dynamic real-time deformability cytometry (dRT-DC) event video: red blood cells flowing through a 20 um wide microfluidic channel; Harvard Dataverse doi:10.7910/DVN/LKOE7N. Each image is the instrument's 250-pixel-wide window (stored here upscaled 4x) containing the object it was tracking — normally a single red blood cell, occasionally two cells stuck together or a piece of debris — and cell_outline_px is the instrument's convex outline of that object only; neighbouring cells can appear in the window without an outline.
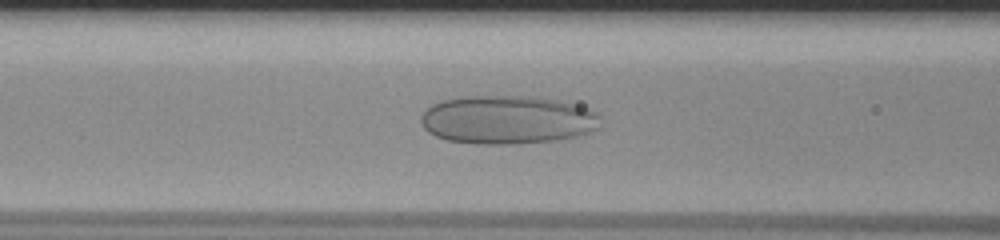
{"species": "human", "species_latin": "Homo sapiens", "temperature_condition": "room temperature", "stored_images_in_passage": 53, "camera_frame_rate_fps": 3000, "um_per_image_px": 0.085, "donor": {"sex": "male"}, "frame": {"image": 1, "passage_image": 20, "time_ms": 6.333, "image_size_px": [1000, 240], "cell_outline_px": [[600, 116], [596, 128], [588, 132], [576, 136], [556, 140], [516, 144], [476, 144], [448, 140], [436, 136], [428, 132], [424, 128], [420, 120], [420, 116], [432, 104], [440, 100], [468, 96], [536, 96], [556, 100], [588, 108], [596, 112]], "centroid_in_image_um": [43.09, 10.18], "position_along_channel_um": 123.5, "area_um2": 50.75}}
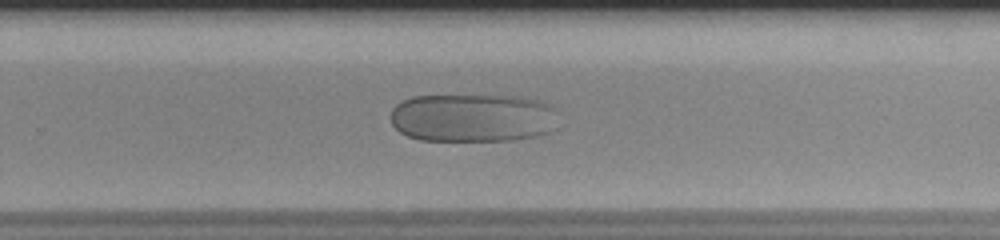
{"frame": {"image": 2, "passage_image": 34, "time_ms": 11.0, "image_size_px": [1000, 240], "cell_outline_px": [[552, 108], [548, 132], [536, 136], [512, 140], [420, 140], [408, 136], [400, 132], [392, 124], [392, 108], [396, 104], [412, 96], [516, 96], [536, 100]], "centroid_in_image_um": [40.04, 10.01], "position_along_channel_um": 289.8, "area_um2": 46.24}}
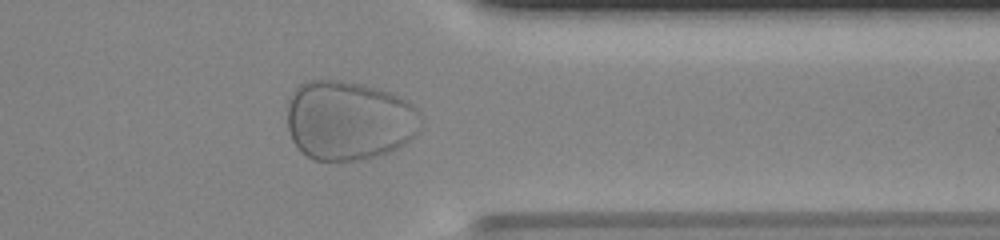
{"frame": {"image": 3, "passage_image": 42, "time_ms": 13.667, "image_size_px": [1000, 240], "cell_outline_px": [[420, 128], [400, 148], [364, 160], [312, 160], [300, 152], [292, 140], [288, 128], [288, 100], [292, 92], [300, 84], [308, 80], [344, 80], [364, 84], [388, 92], [408, 100], [420, 112]], "centroid_in_image_um": [29.63, 10.23], "position_along_channel_um": 381.8, "area_um2": 62.37}}